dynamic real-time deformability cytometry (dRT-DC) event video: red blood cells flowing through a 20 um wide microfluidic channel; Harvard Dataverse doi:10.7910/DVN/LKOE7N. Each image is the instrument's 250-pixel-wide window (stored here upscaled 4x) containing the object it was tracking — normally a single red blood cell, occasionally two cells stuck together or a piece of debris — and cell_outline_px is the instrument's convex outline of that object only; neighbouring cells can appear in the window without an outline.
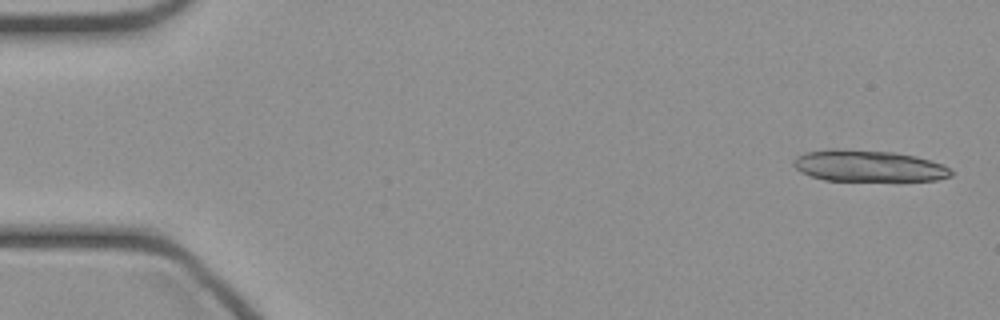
{"species": "common noctule bat (a hibernating species)", "species_latin": "Nyctalus noctula", "temperature_condition": "cold", "stored_images_in_passage": 35, "camera_frame_rate_fps": 3000, "um_per_image_px": 0.085, "animal": {"sex": "female", "body_mass_g": 21.9}, "frame": {"image": 1, "passage_image": 2, "time_ms": 0.333, "image_size_px": [1000, 320], "cell_outline_px": [[952, 176], [936, 180], [824, 180], [800, 172], [792, 164], [796, 156], [804, 152], [832, 148], [836, 148], [896, 152], [916, 156], [944, 164], [952, 172]], "centroid_in_image_um": [73.8, 14.08], "position_along_channel_um": 11.2, "area_um2": 28.96}}
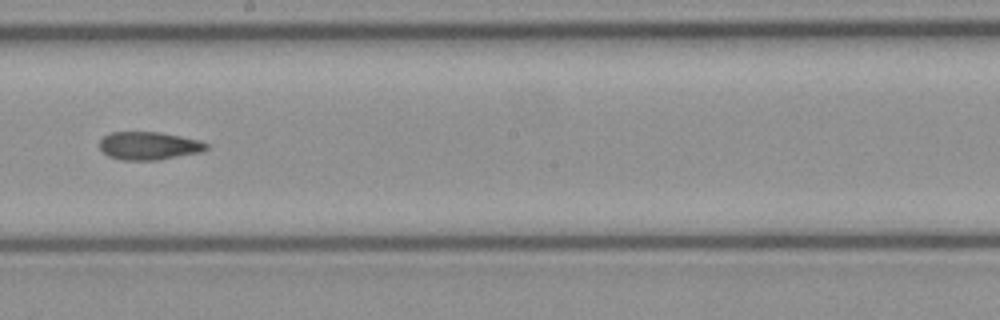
{"frame": {"image": 2, "passage_image": 27, "time_ms": 8.667, "image_size_px": [1000, 320], "cell_outline_px": [[208, 148], [200, 152], [156, 160], [124, 160], [108, 156], [100, 148], [100, 140], [104, 136], [112, 132], [156, 132], [180, 136], [200, 140], [208, 144]], "centroid_in_image_um": [12.65, 12.39], "position_along_channel_um": 235.5, "area_um2": 17.22}}
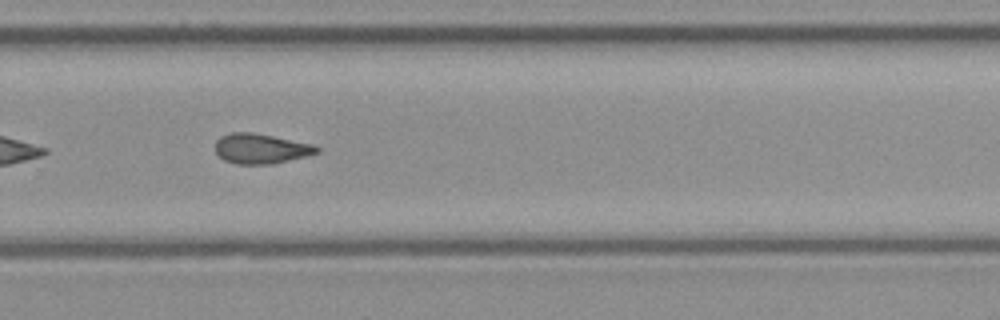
{"frame": {"image": 3, "passage_image": 32, "time_ms": 10.333, "image_size_px": [1000, 320], "cell_outline_px": [[320, 152], [272, 164], [236, 164], [224, 160], [216, 152], [216, 140], [220, 136], [232, 132], [252, 132], [312, 144], [320, 148]], "centroid_in_image_um": [22.15, 12.63], "position_along_channel_um": 307.7, "area_um2": 17.57}}